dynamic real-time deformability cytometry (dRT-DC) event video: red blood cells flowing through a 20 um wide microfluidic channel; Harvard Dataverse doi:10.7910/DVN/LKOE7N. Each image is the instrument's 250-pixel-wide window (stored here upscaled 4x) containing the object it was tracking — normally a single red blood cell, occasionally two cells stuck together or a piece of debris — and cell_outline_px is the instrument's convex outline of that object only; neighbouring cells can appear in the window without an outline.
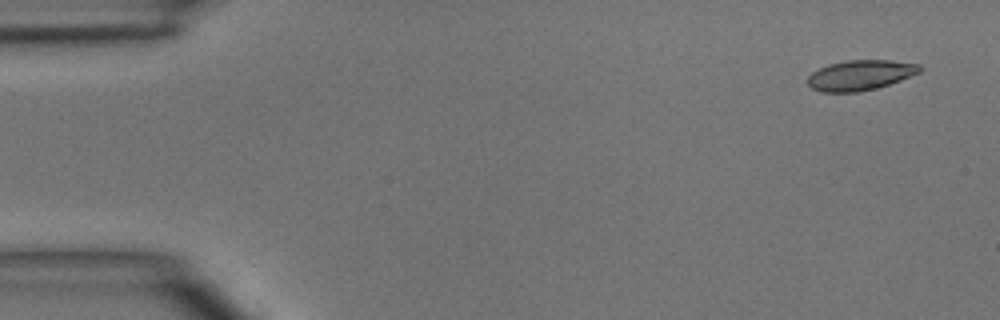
{"species": "common noctule bat (a hibernating species)", "species_latin": "Nyctalus noctula", "temperature_condition": "room temperature", "stored_images_in_passage": 4, "camera_frame_rate_fps": 3000, "um_per_image_px": 0.085, "animal": {"sex": "male", "body_mass_g": 15.6}, "frame": {"image": 1, "passage_image": 1, "time_ms": 0.0, "image_size_px": [1000, 320], "cell_outline_px": [[920, 72], [900, 80], [876, 88], [856, 92], [824, 92], [812, 88], [808, 84], [808, 76], [812, 72], [828, 64], [848, 60], [892, 60], [920, 64]], "centroid_in_image_um": [73.11, 6.38], "position_along_channel_um": 11.9, "area_um2": 19.54}}
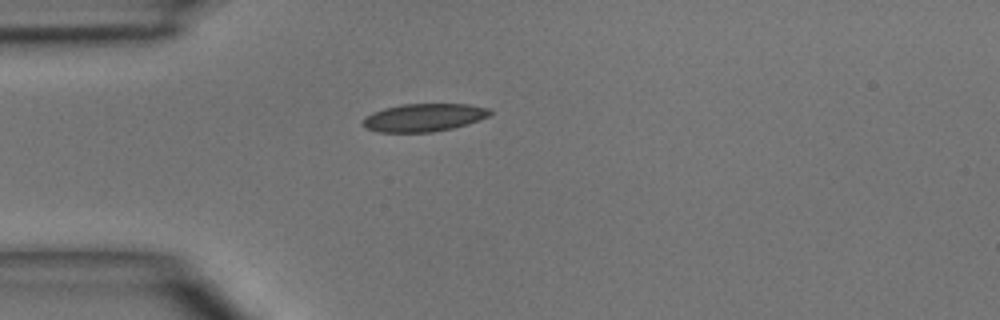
{"frame": {"image": 2, "passage_image": 4, "time_ms": 3.333, "image_size_px": [1000, 320], "cell_outline_px": [[492, 112], [488, 116], [480, 120], [468, 124], [452, 128], [432, 132], [380, 132], [368, 128], [364, 124], [364, 116], [372, 112], [384, 108], [404, 104], [468, 104], [488, 108]], "centroid_in_image_um": [36.05, 9.98], "position_along_channel_um": 48.9, "area_um2": 20.52}}